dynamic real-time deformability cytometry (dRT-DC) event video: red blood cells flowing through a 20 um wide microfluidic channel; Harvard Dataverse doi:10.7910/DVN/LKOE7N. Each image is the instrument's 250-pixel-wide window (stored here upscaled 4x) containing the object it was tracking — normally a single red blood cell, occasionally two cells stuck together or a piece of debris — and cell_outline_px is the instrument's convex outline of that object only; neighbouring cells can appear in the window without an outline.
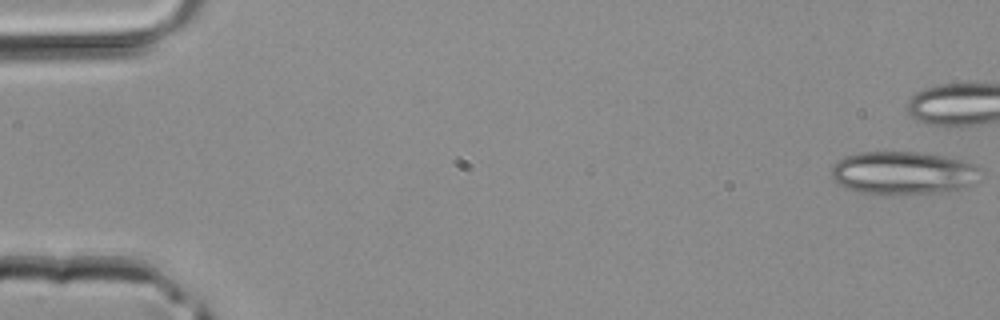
{"species": "common noctule bat (a hibernating species)", "species_latin": "Nyctalus noctula", "temperature_condition": "room temperature", "stored_images_in_passage": 8, "camera_frame_rate_fps": 3000, "um_per_image_px": 0.085, "animal": {"sex": "male", "body_mass_g": 20.4}, "frame": {"image": 1, "passage_image": 1, "time_ms": 0.0, "image_size_px": [1000, 320], "cell_outline_px": [[980, 168], [968, 188], [956, 192], [892, 196], [860, 192], [848, 188], [840, 184], [832, 176], [832, 168], [836, 160], [844, 156], [860, 152], [916, 152], [944, 156], [976, 164]], "centroid_in_image_um": [76.78, 14.73], "position_along_channel_um": 8.2, "area_um2": 37.97}}